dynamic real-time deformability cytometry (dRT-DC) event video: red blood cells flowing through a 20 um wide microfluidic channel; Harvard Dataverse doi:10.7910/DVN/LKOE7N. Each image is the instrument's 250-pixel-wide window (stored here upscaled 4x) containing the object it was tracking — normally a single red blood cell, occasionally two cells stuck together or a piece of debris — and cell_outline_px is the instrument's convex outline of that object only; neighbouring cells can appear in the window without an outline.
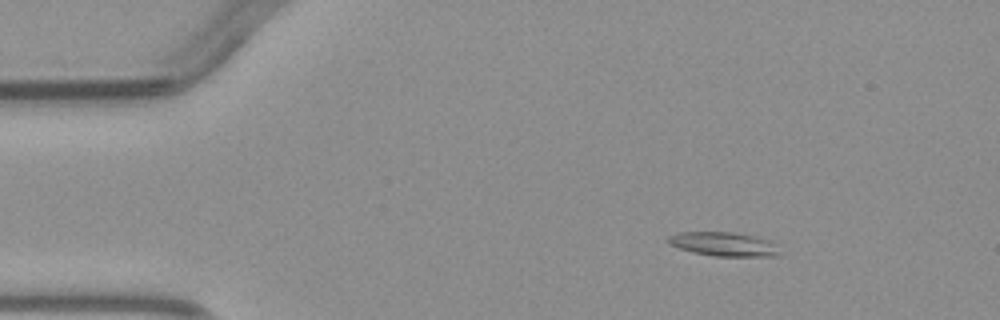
{"species": "common noctule bat (a hibernating species)", "species_latin": "Nyctalus noctula", "temperature_condition": "warm", "stored_images_in_passage": 3, "camera_frame_rate_fps": 3000, "um_per_image_px": 0.085, "animal": {"sex": "male", "body_mass_g": 23.1, "forearm_length_mm": 52.7}, "frame": {"image": 1, "passage_image": 1, "time_ms": 0.0, "image_size_px": [1000, 320], "cell_outline_px": [[780, 256], [712, 256], [692, 252], [668, 244], [664, 240], [668, 236], [680, 232], [732, 232], [756, 236], [772, 240], [776, 244], [780, 252]], "centroid_in_image_um": [61.53, 20.75], "position_along_channel_um": 23.5, "area_um2": 15.9}}
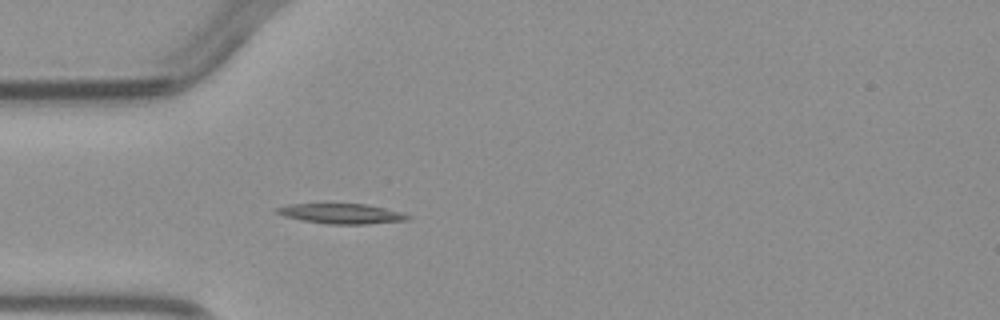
{"frame": {"image": 2, "passage_image": 3, "time_ms": 2.333, "image_size_px": [1000, 320], "cell_outline_px": [[412, 220], [368, 224], [328, 224], [304, 220], [284, 216], [276, 212], [272, 208], [288, 204], [364, 204], [384, 208], [400, 212], [412, 216]], "centroid_in_image_um": [29.04, 18.16], "position_along_channel_um": 56.0, "area_um2": 15.32}}